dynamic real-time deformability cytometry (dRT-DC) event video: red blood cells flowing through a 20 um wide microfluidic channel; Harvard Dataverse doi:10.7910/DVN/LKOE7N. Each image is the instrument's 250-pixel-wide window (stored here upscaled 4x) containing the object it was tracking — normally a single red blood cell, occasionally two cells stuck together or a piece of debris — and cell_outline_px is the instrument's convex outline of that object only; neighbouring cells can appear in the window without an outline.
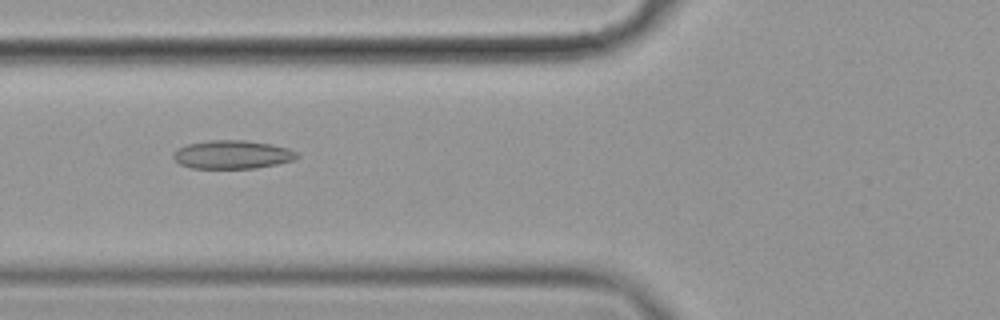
{"species": "common noctule bat (a hibernating species)", "species_latin": "Nyctalus noctula", "temperature_condition": "cold", "stored_images_in_passage": 44, "camera_frame_rate_fps": 3000, "um_per_image_px": 0.085, "animal": {"sex": "female", "body_mass_g": 19.9}, "frame": {"image": 1, "passage_image": 9, "time_ms": 2.667, "image_size_px": [1000, 320], "cell_outline_px": [[300, 156], [296, 160], [256, 168], [192, 168], [180, 164], [172, 156], [172, 152], [176, 148], [188, 144], [208, 140], [244, 140], [272, 144], [288, 148], [300, 152]], "centroid_in_image_um": [19.78, 13.13], "position_along_channel_um": 106.0, "area_um2": 20.75}}
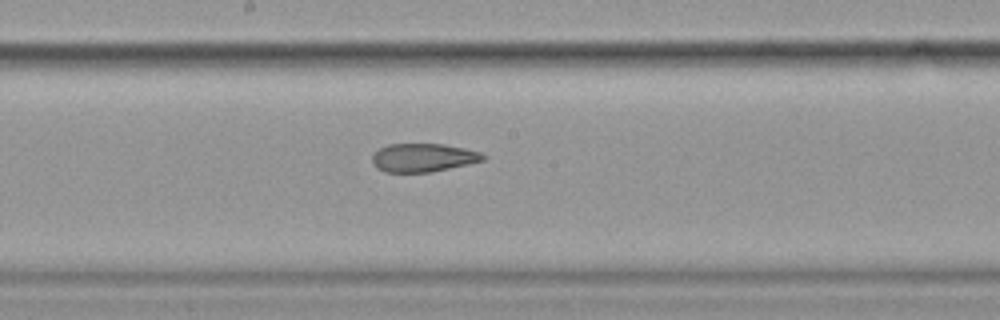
{"frame": {"image": 2, "passage_image": 18, "time_ms": 5.667, "image_size_px": [1000, 320], "cell_outline_px": [[488, 156], [484, 160], [468, 164], [432, 172], [384, 172], [376, 168], [372, 164], [372, 156], [380, 148], [388, 144], [444, 144], [464, 148], [480, 152]], "centroid_in_image_um": [35.97, 13.4], "position_along_channel_um": 212.2, "area_um2": 18.44}}
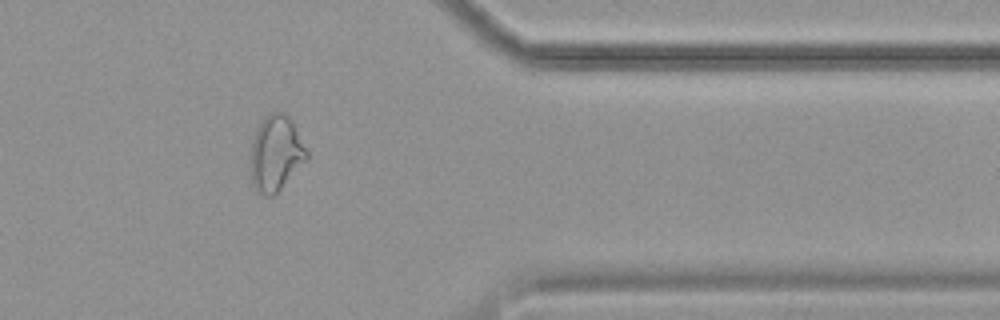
{"frame": {"image": 3, "passage_image": 34, "time_ms": 11.0, "image_size_px": [1000, 320], "cell_outline_px": [[308, 160], [272, 196], [264, 196], [256, 192], [252, 184], [248, 164], [252, 140], [256, 128], [264, 116], [272, 112], [284, 112], [288, 116], [308, 152]], "centroid_in_image_um": [23.39, 13.06], "position_along_channel_um": 388.0, "area_um2": 25.03}, "authors_computed_cell_mechanics": {"area_um2": 20.8947, "velocity_mm_per_s": 3.5291, "shape_relaxation_time_tau1_ms": null, "shape_relaxation_time_tau2_ms": 3.5567, "deformation_change_tau1": null, "deformation_change_tau2": 0.1048}}